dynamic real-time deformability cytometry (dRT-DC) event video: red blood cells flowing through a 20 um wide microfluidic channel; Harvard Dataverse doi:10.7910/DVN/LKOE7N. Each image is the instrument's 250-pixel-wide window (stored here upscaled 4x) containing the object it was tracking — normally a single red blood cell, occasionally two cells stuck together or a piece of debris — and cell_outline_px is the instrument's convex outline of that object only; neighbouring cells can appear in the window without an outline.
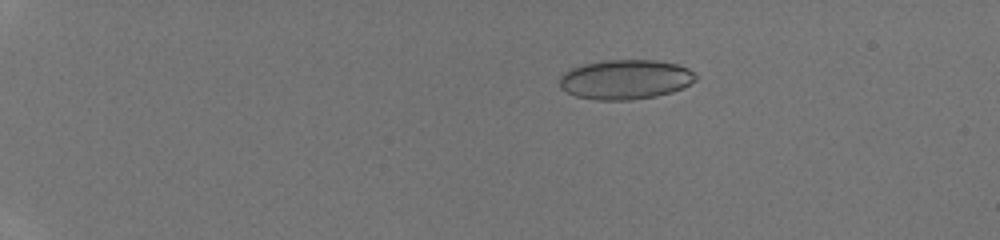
{"species": "human", "species_latin": "Homo sapiens", "temperature_condition": "room temperature", "stored_images_in_passage": 47, "camera_frame_rate_fps": 3000, "um_per_image_px": 0.085, "donor": {"sex": "male"}, "frame": {"image": 1, "passage_image": 10, "time_ms": 3.0, "image_size_px": [1000, 240], "cell_outline_px": [[696, 80], [684, 88], [672, 92], [656, 96], [632, 100], [596, 100], [576, 96], [560, 88], [560, 76], [564, 72], [572, 68], [584, 64], [604, 60], [656, 60], [676, 64], [688, 68], [696, 76]], "centroid_in_image_um": [53.17, 6.76], "position_along_channel_um": 31.8, "area_um2": 31.5}}
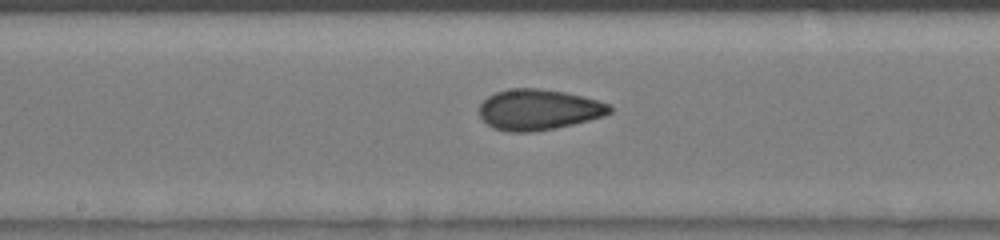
{"frame": {"image": 2, "passage_image": 28, "time_ms": 9.0, "image_size_px": [1000, 240], "cell_outline_px": [[612, 112], [604, 116], [556, 128], [532, 132], [508, 132], [492, 128], [480, 116], [480, 104], [488, 96], [496, 92], [512, 88], [540, 88], [564, 92], [612, 104]], "centroid_in_image_um": [45.78, 9.32], "position_along_channel_um": 202.4, "area_um2": 30.92}}
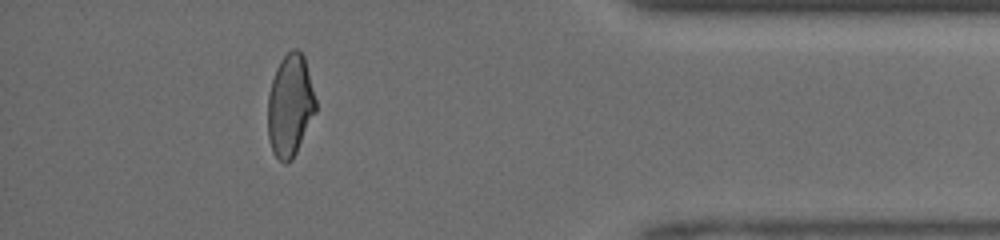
{"frame": {"image": 3, "passage_image": 43, "time_ms": 14.0, "image_size_px": [1000, 240], "cell_outline_px": [[316, 112], [292, 160], [284, 164], [272, 152], [268, 136], [268, 96], [272, 80], [276, 68], [280, 60], [292, 48], [296, 48], [304, 56], [316, 100]], "centroid_in_image_um": [24.65, 8.97], "position_along_channel_um": 410.5, "area_um2": 28.44}}